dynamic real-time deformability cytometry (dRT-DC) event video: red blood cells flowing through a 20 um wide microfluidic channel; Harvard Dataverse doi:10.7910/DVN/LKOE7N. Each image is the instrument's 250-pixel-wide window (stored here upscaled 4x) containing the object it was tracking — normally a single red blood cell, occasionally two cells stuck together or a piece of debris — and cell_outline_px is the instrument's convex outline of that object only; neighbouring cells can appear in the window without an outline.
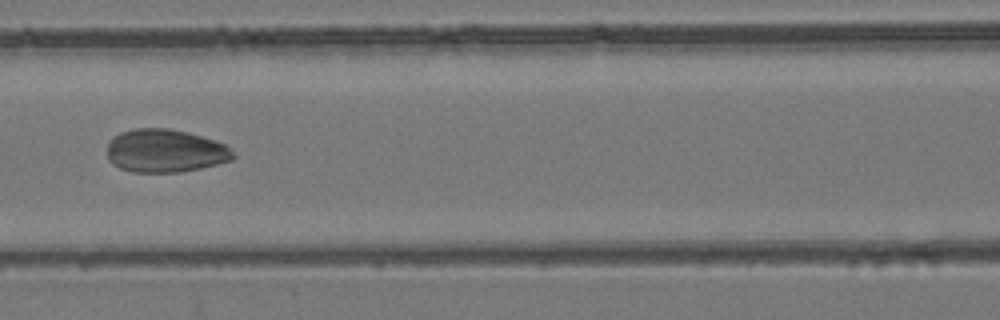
{"species": "common noctule bat (a hibernating species)", "species_latin": "Nyctalus noctula", "temperature_condition": "room temperature", "stored_images_in_passage": 4, "camera_frame_rate_fps": 3000, "um_per_image_px": 0.085, "animal": {"sex": "female", "body_mass_g": 24.6, "forearm_length_mm": 56.2}, "frame": {"image": 1, "passage_image": 4, "time_ms": 3.333, "image_size_px": [1000, 320], "cell_outline_px": [[236, 156], [232, 160], [200, 168], [180, 172], [132, 172], [120, 168], [112, 164], [108, 160], [108, 140], [112, 136], [120, 132], [136, 128], [168, 128], [188, 132], [216, 140], [224, 144]], "centroid_in_image_um": [14.01, 12.81], "position_along_channel_um": 152.6, "area_um2": 31.85}}